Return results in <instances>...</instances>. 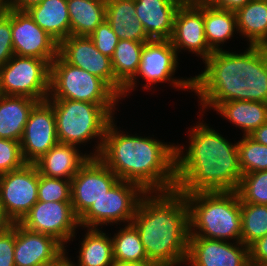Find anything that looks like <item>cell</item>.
Masks as SVG:
<instances>
[{
	"instance_id": "8d00e7d4",
	"label": "cell",
	"mask_w": 267,
	"mask_h": 266,
	"mask_svg": "<svg viewBox=\"0 0 267 266\" xmlns=\"http://www.w3.org/2000/svg\"><path fill=\"white\" fill-rule=\"evenodd\" d=\"M89 37L102 54L110 58L113 56L119 38L107 20L100 24Z\"/></svg>"
},
{
	"instance_id": "7bdbcfd3",
	"label": "cell",
	"mask_w": 267,
	"mask_h": 266,
	"mask_svg": "<svg viewBox=\"0 0 267 266\" xmlns=\"http://www.w3.org/2000/svg\"><path fill=\"white\" fill-rule=\"evenodd\" d=\"M249 136L262 145L267 146V122L255 129Z\"/></svg>"
},
{
	"instance_id": "52a82bcc",
	"label": "cell",
	"mask_w": 267,
	"mask_h": 266,
	"mask_svg": "<svg viewBox=\"0 0 267 266\" xmlns=\"http://www.w3.org/2000/svg\"><path fill=\"white\" fill-rule=\"evenodd\" d=\"M47 99H70L99 105H116L121 100L102 79L65 62L59 55L50 64Z\"/></svg>"
},
{
	"instance_id": "e575fe53",
	"label": "cell",
	"mask_w": 267,
	"mask_h": 266,
	"mask_svg": "<svg viewBox=\"0 0 267 266\" xmlns=\"http://www.w3.org/2000/svg\"><path fill=\"white\" fill-rule=\"evenodd\" d=\"M38 201H71V180L39 174Z\"/></svg>"
},
{
	"instance_id": "277c9868",
	"label": "cell",
	"mask_w": 267,
	"mask_h": 266,
	"mask_svg": "<svg viewBox=\"0 0 267 266\" xmlns=\"http://www.w3.org/2000/svg\"><path fill=\"white\" fill-rule=\"evenodd\" d=\"M131 223L139 232L151 264H185L189 241V208L183 193L176 189L147 192L140 199Z\"/></svg>"
},
{
	"instance_id": "4316f807",
	"label": "cell",
	"mask_w": 267,
	"mask_h": 266,
	"mask_svg": "<svg viewBox=\"0 0 267 266\" xmlns=\"http://www.w3.org/2000/svg\"><path fill=\"white\" fill-rule=\"evenodd\" d=\"M203 20L205 38L213 51L223 50L220 45L238 32L236 13L218 9L206 0H203Z\"/></svg>"
},
{
	"instance_id": "60d3db41",
	"label": "cell",
	"mask_w": 267,
	"mask_h": 266,
	"mask_svg": "<svg viewBox=\"0 0 267 266\" xmlns=\"http://www.w3.org/2000/svg\"><path fill=\"white\" fill-rule=\"evenodd\" d=\"M208 3L218 9H225L236 12L239 8L245 6L251 0H206Z\"/></svg>"
},
{
	"instance_id": "ffe728a7",
	"label": "cell",
	"mask_w": 267,
	"mask_h": 266,
	"mask_svg": "<svg viewBox=\"0 0 267 266\" xmlns=\"http://www.w3.org/2000/svg\"><path fill=\"white\" fill-rule=\"evenodd\" d=\"M184 0H135L136 17L151 40H170L176 12Z\"/></svg>"
},
{
	"instance_id": "cb8c5ba5",
	"label": "cell",
	"mask_w": 267,
	"mask_h": 266,
	"mask_svg": "<svg viewBox=\"0 0 267 266\" xmlns=\"http://www.w3.org/2000/svg\"><path fill=\"white\" fill-rule=\"evenodd\" d=\"M27 12L58 44L70 36L67 0H43Z\"/></svg>"
},
{
	"instance_id": "836d02e7",
	"label": "cell",
	"mask_w": 267,
	"mask_h": 266,
	"mask_svg": "<svg viewBox=\"0 0 267 266\" xmlns=\"http://www.w3.org/2000/svg\"><path fill=\"white\" fill-rule=\"evenodd\" d=\"M236 192L241 202L267 205V171L242 175Z\"/></svg>"
},
{
	"instance_id": "8fae6325",
	"label": "cell",
	"mask_w": 267,
	"mask_h": 266,
	"mask_svg": "<svg viewBox=\"0 0 267 266\" xmlns=\"http://www.w3.org/2000/svg\"><path fill=\"white\" fill-rule=\"evenodd\" d=\"M38 185L34 164L0 175V205L13 223H20L38 201Z\"/></svg>"
},
{
	"instance_id": "d6a6232c",
	"label": "cell",
	"mask_w": 267,
	"mask_h": 266,
	"mask_svg": "<svg viewBox=\"0 0 267 266\" xmlns=\"http://www.w3.org/2000/svg\"><path fill=\"white\" fill-rule=\"evenodd\" d=\"M237 142L239 167L242 175L257 171H267V146L250 136H242Z\"/></svg>"
},
{
	"instance_id": "ee69618b",
	"label": "cell",
	"mask_w": 267,
	"mask_h": 266,
	"mask_svg": "<svg viewBox=\"0 0 267 266\" xmlns=\"http://www.w3.org/2000/svg\"><path fill=\"white\" fill-rule=\"evenodd\" d=\"M13 225V222L6 215L3 207L0 205V235L5 233Z\"/></svg>"
},
{
	"instance_id": "4dcf8cb0",
	"label": "cell",
	"mask_w": 267,
	"mask_h": 266,
	"mask_svg": "<svg viewBox=\"0 0 267 266\" xmlns=\"http://www.w3.org/2000/svg\"><path fill=\"white\" fill-rule=\"evenodd\" d=\"M145 42L119 40L111 57L115 80L124 88L136 75Z\"/></svg>"
},
{
	"instance_id": "d590c367",
	"label": "cell",
	"mask_w": 267,
	"mask_h": 266,
	"mask_svg": "<svg viewBox=\"0 0 267 266\" xmlns=\"http://www.w3.org/2000/svg\"><path fill=\"white\" fill-rule=\"evenodd\" d=\"M26 162L19 141L0 138V175L22 168Z\"/></svg>"
},
{
	"instance_id": "4fadbf2b",
	"label": "cell",
	"mask_w": 267,
	"mask_h": 266,
	"mask_svg": "<svg viewBox=\"0 0 267 266\" xmlns=\"http://www.w3.org/2000/svg\"><path fill=\"white\" fill-rule=\"evenodd\" d=\"M120 179L98 158L90 157L71 179V203L80 218Z\"/></svg>"
},
{
	"instance_id": "83f0119b",
	"label": "cell",
	"mask_w": 267,
	"mask_h": 266,
	"mask_svg": "<svg viewBox=\"0 0 267 266\" xmlns=\"http://www.w3.org/2000/svg\"><path fill=\"white\" fill-rule=\"evenodd\" d=\"M235 13L238 33L249 45L267 46V0H251Z\"/></svg>"
},
{
	"instance_id": "5bb4252c",
	"label": "cell",
	"mask_w": 267,
	"mask_h": 266,
	"mask_svg": "<svg viewBox=\"0 0 267 266\" xmlns=\"http://www.w3.org/2000/svg\"><path fill=\"white\" fill-rule=\"evenodd\" d=\"M58 55L65 62L102 79L121 99L123 87L115 80L111 58L102 54L90 37L68 36L59 43Z\"/></svg>"
},
{
	"instance_id": "d4e9b609",
	"label": "cell",
	"mask_w": 267,
	"mask_h": 266,
	"mask_svg": "<svg viewBox=\"0 0 267 266\" xmlns=\"http://www.w3.org/2000/svg\"><path fill=\"white\" fill-rule=\"evenodd\" d=\"M214 110L242 129L243 136H249L255 129L267 122V103L259 101H226L220 103Z\"/></svg>"
},
{
	"instance_id": "f1b7e54d",
	"label": "cell",
	"mask_w": 267,
	"mask_h": 266,
	"mask_svg": "<svg viewBox=\"0 0 267 266\" xmlns=\"http://www.w3.org/2000/svg\"><path fill=\"white\" fill-rule=\"evenodd\" d=\"M78 258V263H73V266H112L114 256L111 236L109 238L99 228H87Z\"/></svg>"
},
{
	"instance_id": "1f68e13d",
	"label": "cell",
	"mask_w": 267,
	"mask_h": 266,
	"mask_svg": "<svg viewBox=\"0 0 267 266\" xmlns=\"http://www.w3.org/2000/svg\"><path fill=\"white\" fill-rule=\"evenodd\" d=\"M241 242L249 247L267 235V205L244 203L240 200Z\"/></svg>"
},
{
	"instance_id": "f546056e",
	"label": "cell",
	"mask_w": 267,
	"mask_h": 266,
	"mask_svg": "<svg viewBox=\"0 0 267 266\" xmlns=\"http://www.w3.org/2000/svg\"><path fill=\"white\" fill-rule=\"evenodd\" d=\"M112 239L114 261L132 265H149L139 232L132 223L124 225Z\"/></svg>"
},
{
	"instance_id": "9a60e30c",
	"label": "cell",
	"mask_w": 267,
	"mask_h": 266,
	"mask_svg": "<svg viewBox=\"0 0 267 266\" xmlns=\"http://www.w3.org/2000/svg\"><path fill=\"white\" fill-rule=\"evenodd\" d=\"M58 143L53 107L47 100L39 101L30 111L20 140L23 159L33 164Z\"/></svg>"
},
{
	"instance_id": "7a4b0ae2",
	"label": "cell",
	"mask_w": 267,
	"mask_h": 266,
	"mask_svg": "<svg viewBox=\"0 0 267 266\" xmlns=\"http://www.w3.org/2000/svg\"><path fill=\"white\" fill-rule=\"evenodd\" d=\"M189 132L186 152L176 145V190L183 194L236 191L242 178L237 143L204 122Z\"/></svg>"
},
{
	"instance_id": "bcb514c9",
	"label": "cell",
	"mask_w": 267,
	"mask_h": 266,
	"mask_svg": "<svg viewBox=\"0 0 267 266\" xmlns=\"http://www.w3.org/2000/svg\"><path fill=\"white\" fill-rule=\"evenodd\" d=\"M9 11L8 0H0V16Z\"/></svg>"
},
{
	"instance_id": "ba28073f",
	"label": "cell",
	"mask_w": 267,
	"mask_h": 266,
	"mask_svg": "<svg viewBox=\"0 0 267 266\" xmlns=\"http://www.w3.org/2000/svg\"><path fill=\"white\" fill-rule=\"evenodd\" d=\"M50 93V64L36 57L13 55L0 66V94L44 101Z\"/></svg>"
},
{
	"instance_id": "7402d4cb",
	"label": "cell",
	"mask_w": 267,
	"mask_h": 266,
	"mask_svg": "<svg viewBox=\"0 0 267 266\" xmlns=\"http://www.w3.org/2000/svg\"><path fill=\"white\" fill-rule=\"evenodd\" d=\"M106 20L119 40H151L136 17L135 0H106Z\"/></svg>"
},
{
	"instance_id": "2e32d148",
	"label": "cell",
	"mask_w": 267,
	"mask_h": 266,
	"mask_svg": "<svg viewBox=\"0 0 267 266\" xmlns=\"http://www.w3.org/2000/svg\"><path fill=\"white\" fill-rule=\"evenodd\" d=\"M170 41L177 55L181 50H188L203 58V63L214 52L205 38L203 0L184 1L180 5Z\"/></svg>"
},
{
	"instance_id": "e0dca14e",
	"label": "cell",
	"mask_w": 267,
	"mask_h": 266,
	"mask_svg": "<svg viewBox=\"0 0 267 266\" xmlns=\"http://www.w3.org/2000/svg\"><path fill=\"white\" fill-rule=\"evenodd\" d=\"M11 31L14 55L36 57L49 64L57 57L59 44L27 11L11 9Z\"/></svg>"
},
{
	"instance_id": "9c48e42d",
	"label": "cell",
	"mask_w": 267,
	"mask_h": 266,
	"mask_svg": "<svg viewBox=\"0 0 267 266\" xmlns=\"http://www.w3.org/2000/svg\"><path fill=\"white\" fill-rule=\"evenodd\" d=\"M146 193L134 182L119 180L79 218V225L83 228H100L99 225L109 223L129 224L134 218L140 199Z\"/></svg>"
},
{
	"instance_id": "ac0fdd59",
	"label": "cell",
	"mask_w": 267,
	"mask_h": 266,
	"mask_svg": "<svg viewBox=\"0 0 267 266\" xmlns=\"http://www.w3.org/2000/svg\"><path fill=\"white\" fill-rule=\"evenodd\" d=\"M185 263L191 266H249V247L242 242L189 236Z\"/></svg>"
},
{
	"instance_id": "7dc6e473",
	"label": "cell",
	"mask_w": 267,
	"mask_h": 266,
	"mask_svg": "<svg viewBox=\"0 0 267 266\" xmlns=\"http://www.w3.org/2000/svg\"><path fill=\"white\" fill-rule=\"evenodd\" d=\"M112 266H157L154 264H149V265H132V264H126V263H119V262H115L113 263Z\"/></svg>"
},
{
	"instance_id": "f35d334b",
	"label": "cell",
	"mask_w": 267,
	"mask_h": 266,
	"mask_svg": "<svg viewBox=\"0 0 267 266\" xmlns=\"http://www.w3.org/2000/svg\"><path fill=\"white\" fill-rule=\"evenodd\" d=\"M15 223L0 235V266H15Z\"/></svg>"
},
{
	"instance_id": "b9f144b4",
	"label": "cell",
	"mask_w": 267,
	"mask_h": 266,
	"mask_svg": "<svg viewBox=\"0 0 267 266\" xmlns=\"http://www.w3.org/2000/svg\"><path fill=\"white\" fill-rule=\"evenodd\" d=\"M43 0H8L9 9L27 11L31 7L39 5Z\"/></svg>"
},
{
	"instance_id": "7c38bea8",
	"label": "cell",
	"mask_w": 267,
	"mask_h": 266,
	"mask_svg": "<svg viewBox=\"0 0 267 266\" xmlns=\"http://www.w3.org/2000/svg\"><path fill=\"white\" fill-rule=\"evenodd\" d=\"M20 224L28 230L51 235L64 246L73 241L80 227L71 201H37Z\"/></svg>"
},
{
	"instance_id": "484cf974",
	"label": "cell",
	"mask_w": 267,
	"mask_h": 266,
	"mask_svg": "<svg viewBox=\"0 0 267 266\" xmlns=\"http://www.w3.org/2000/svg\"><path fill=\"white\" fill-rule=\"evenodd\" d=\"M70 35L90 36L106 20V0H67Z\"/></svg>"
},
{
	"instance_id": "5b68a950",
	"label": "cell",
	"mask_w": 267,
	"mask_h": 266,
	"mask_svg": "<svg viewBox=\"0 0 267 266\" xmlns=\"http://www.w3.org/2000/svg\"><path fill=\"white\" fill-rule=\"evenodd\" d=\"M184 195L189 208V236L241 242L240 198L236 191Z\"/></svg>"
},
{
	"instance_id": "d6986e66",
	"label": "cell",
	"mask_w": 267,
	"mask_h": 266,
	"mask_svg": "<svg viewBox=\"0 0 267 266\" xmlns=\"http://www.w3.org/2000/svg\"><path fill=\"white\" fill-rule=\"evenodd\" d=\"M65 248L51 235L31 231L15 223V266H41L53 262L66 251Z\"/></svg>"
},
{
	"instance_id": "603a6c76",
	"label": "cell",
	"mask_w": 267,
	"mask_h": 266,
	"mask_svg": "<svg viewBox=\"0 0 267 266\" xmlns=\"http://www.w3.org/2000/svg\"><path fill=\"white\" fill-rule=\"evenodd\" d=\"M37 102L26 96L0 94V138L20 142L30 111Z\"/></svg>"
},
{
	"instance_id": "3957f363",
	"label": "cell",
	"mask_w": 267,
	"mask_h": 266,
	"mask_svg": "<svg viewBox=\"0 0 267 266\" xmlns=\"http://www.w3.org/2000/svg\"><path fill=\"white\" fill-rule=\"evenodd\" d=\"M112 120L98 158L120 179L146 192L176 189V144L118 131Z\"/></svg>"
},
{
	"instance_id": "30bf717a",
	"label": "cell",
	"mask_w": 267,
	"mask_h": 266,
	"mask_svg": "<svg viewBox=\"0 0 267 266\" xmlns=\"http://www.w3.org/2000/svg\"><path fill=\"white\" fill-rule=\"evenodd\" d=\"M178 55L170 40H150L145 42L141 54V62L135 77L123 88L121 98L127 97L136 87V80L142 76L147 83L144 89L151 87L156 83H165L167 81L176 88L188 89L193 91V78L175 79L172 76L178 66ZM126 95V96H125ZM124 96V97H123Z\"/></svg>"
},
{
	"instance_id": "6da1fadb",
	"label": "cell",
	"mask_w": 267,
	"mask_h": 266,
	"mask_svg": "<svg viewBox=\"0 0 267 266\" xmlns=\"http://www.w3.org/2000/svg\"><path fill=\"white\" fill-rule=\"evenodd\" d=\"M241 53L214 51L193 78L202 112L232 100L267 103V46L248 45Z\"/></svg>"
},
{
	"instance_id": "8992f818",
	"label": "cell",
	"mask_w": 267,
	"mask_h": 266,
	"mask_svg": "<svg viewBox=\"0 0 267 266\" xmlns=\"http://www.w3.org/2000/svg\"><path fill=\"white\" fill-rule=\"evenodd\" d=\"M53 107L59 143L83 145L96 139L95 152L89 157H98L108 124L114 120L116 105H99L70 99H46Z\"/></svg>"
},
{
	"instance_id": "44dd1931",
	"label": "cell",
	"mask_w": 267,
	"mask_h": 266,
	"mask_svg": "<svg viewBox=\"0 0 267 266\" xmlns=\"http://www.w3.org/2000/svg\"><path fill=\"white\" fill-rule=\"evenodd\" d=\"M89 158L77 146L58 143L33 164L43 176L71 180Z\"/></svg>"
},
{
	"instance_id": "f6af8a7d",
	"label": "cell",
	"mask_w": 267,
	"mask_h": 266,
	"mask_svg": "<svg viewBox=\"0 0 267 266\" xmlns=\"http://www.w3.org/2000/svg\"><path fill=\"white\" fill-rule=\"evenodd\" d=\"M41 266H73V262L66 255V251L53 262Z\"/></svg>"
},
{
	"instance_id": "74e56055",
	"label": "cell",
	"mask_w": 267,
	"mask_h": 266,
	"mask_svg": "<svg viewBox=\"0 0 267 266\" xmlns=\"http://www.w3.org/2000/svg\"><path fill=\"white\" fill-rule=\"evenodd\" d=\"M14 55L11 31V9L0 16V66L5 65Z\"/></svg>"
},
{
	"instance_id": "ab89813d",
	"label": "cell",
	"mask_w": 267,
	"mask_h": 266,
	"mask_svg": "<svg viewBox=\"0 0 267 266\" xmlns=\"http://www.w3.org/2000/svg\"><path fill=\"white\" fill-rule=\"evenodd\" d=\"M249 260L251 265L267 266V235L249 246Z\"/></svg>"
}]
</instances>
